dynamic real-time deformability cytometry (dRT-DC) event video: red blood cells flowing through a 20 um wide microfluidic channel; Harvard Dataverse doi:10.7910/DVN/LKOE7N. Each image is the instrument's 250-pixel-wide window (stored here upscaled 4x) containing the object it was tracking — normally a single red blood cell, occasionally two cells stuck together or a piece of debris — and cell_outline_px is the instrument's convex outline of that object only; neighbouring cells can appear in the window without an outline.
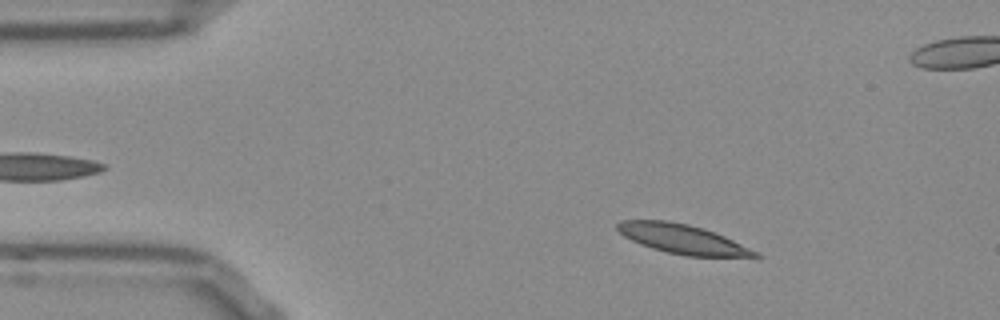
{"species": "Egyptian fruit bat (a non-hibernating species)", "species_latin": "Rousettus aegyptiacus", "temperature_condition": "room temperature", "stored_images_in_passage": 53, "segment_of_instrument_passage": [1, 2], "camera_frame_rate_fps": 3000, "um_per_image_px": 0.085, "frame": {"image": 1, "passage_image": 7, "time_ms": 2.0, "image_size_px": [1000, 320], "cell_outline_px": [[764, 256], [756, 260], [688, 256], [668, 252], [652, 248], [640, 244], [624, 236], [616, 228], [616, 224], [620, 220], [668, 220], [688, 224], [724, 236], [760, 252]], "centroid_in_image_um": [58.19, 20.38], "position_along_channel_um": 26.8, "area_um2": 24.33}}
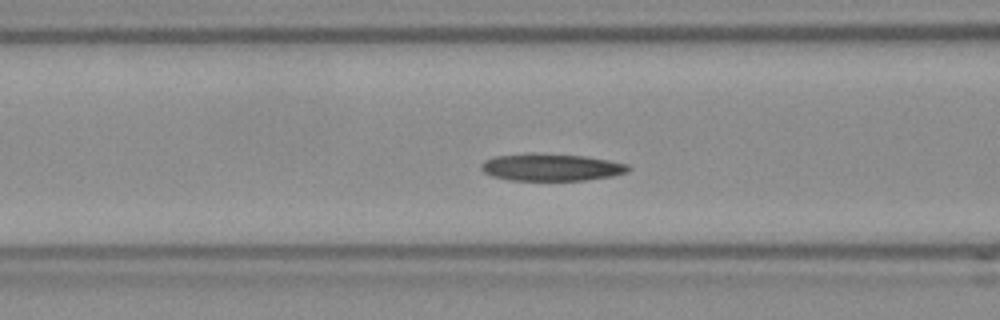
{"frame": {"image": 2, "passage_image": 19, "time_ms": 6.0, "image_size_px": [1000, 320], "cell_outline_px": [[632, 168], [628, 172], [612, 176], [584, 180], [508, 180], [492, 176], [484, 172], [480, 168], [480, 164], [484, 160], [492, 156], [528, 152], [532, 152], [584, 156], [608, 160], [628, 164]], "centroid_in_image_um": [46.81, 14.2], "position_along_channel_um": 119.8, "area_um2": 23.7}}
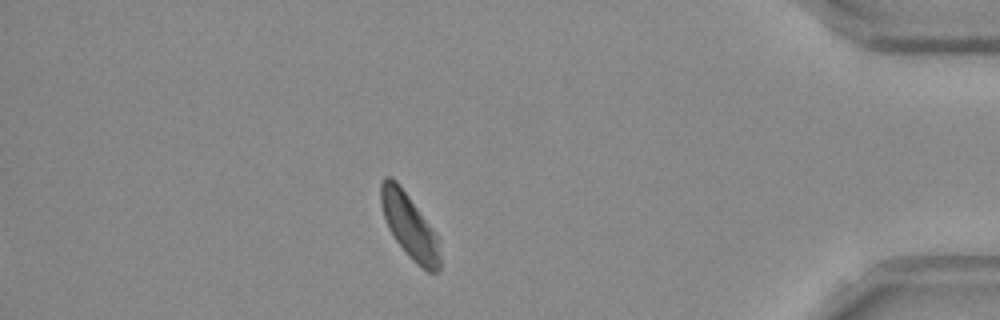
{"frame": {"image": 3, "passage_image": 45, "time_ms": 14.667, "image_size_px": [1000, 320], "cell_outline_px": [[440, 268], [436, 272], [428, 272], [416, 264], [412, 260], [396, 240], [388, 228], [380, 204], [380, 184], [384, 176], [392, 176], [400, 184], [432, 228], [440, 240]], "centroid_in_image_um": [34.8, 19.19], "position_along_channel_um": 400.4, "area_um2": 22.31}}